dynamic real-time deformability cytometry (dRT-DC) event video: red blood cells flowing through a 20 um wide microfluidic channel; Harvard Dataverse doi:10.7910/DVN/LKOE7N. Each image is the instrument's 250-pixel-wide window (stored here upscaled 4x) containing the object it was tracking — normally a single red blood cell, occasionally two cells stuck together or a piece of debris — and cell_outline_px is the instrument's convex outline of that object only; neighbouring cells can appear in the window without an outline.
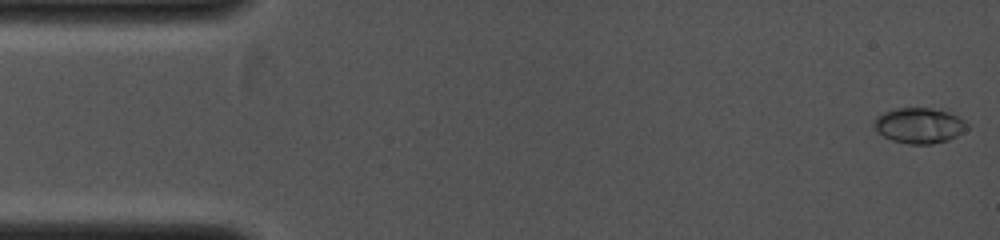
{"species": "common noctule bat (a hibernating species)", "species_latin": "Nyctalus noctula", "temperature_condition": "cold", "stored_images_in_passage": 41, "camera_frame_rate_fps": 4000, "um_per_image_px": 0.085, "animal": {"sex": "female", "body_mass_g": 19.0, "forearm_length_mm": 53.3}, "frame": {"image": 1, "passage_image": 1, "time_ms": 0.0, "image_size_px": [1000, 240], "cell_outline_px": [[968, 128], [956, 136], [948, 140], [932, 144], [908, 144], [892, 140], [884, 136], [872, 124], [872, 120], [876, 116], [884, 112], [896, 108], [928, 108], [948, 112], [964, 120], [968, 124]], "centroid_in_image_um": [78.12, 10.67], "position_along_channel_um": 6.9, "area_um2": 19.13}}
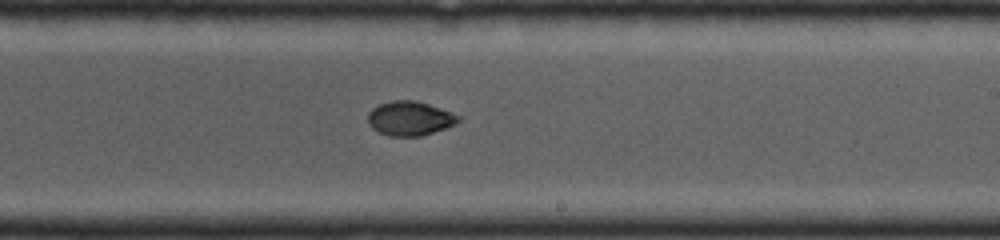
{"frame": {"image": 2, "passage_image": 26, "time_ms": 6.25, "image_size_px": [1000, 240], "cell_outline_px": [[460, 120], [456, 124], [420, 136], [388, 136], [372, 128], [368, 124], [368, 112], [372, 108], [380, 104], [392, 100], [416, 100], [440, 108], [460, 116]], "centroid_in_image_um": [34.81, 10.06], "position_along_channel_um": 254.2, "area_um2": 17.98}}
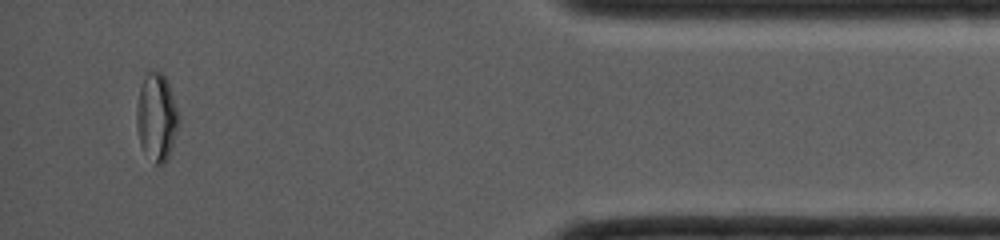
{"frame": {"image": 3, "passage_image": 40, "time_ms": 9.75, "image_size_px": [1000, 240], "cell_outline_px": [[180, 120], [168, 156], [164, 164], [156, 164], [140, 144], [136, 124], [136, 108], [140, 88], [144, 76], [148, 72], [160, 72], [168, 80], [180, 116]], "centroid_in_image_um": [13.32, 9.92], "position_along_channel_um": 421.9, "area_um2": 21.27}}